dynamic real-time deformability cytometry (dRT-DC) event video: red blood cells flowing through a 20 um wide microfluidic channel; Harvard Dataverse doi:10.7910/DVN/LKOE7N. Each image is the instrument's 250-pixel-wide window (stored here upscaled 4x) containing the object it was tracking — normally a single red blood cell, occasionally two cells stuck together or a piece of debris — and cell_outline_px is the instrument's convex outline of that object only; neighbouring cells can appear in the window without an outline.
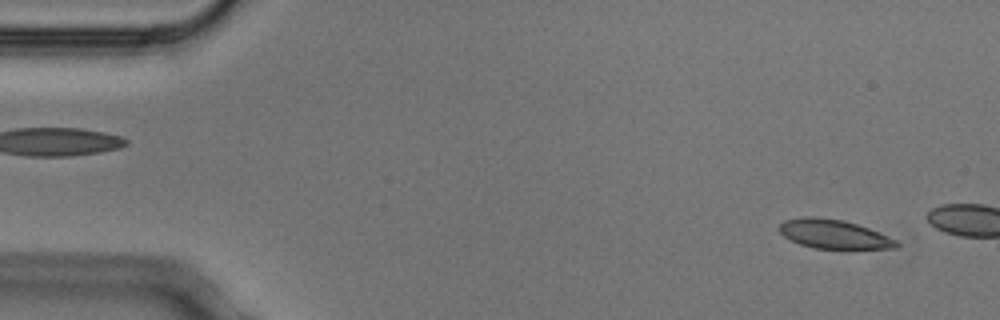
{"species": "Egyptian fruit bat (a non-hibernating species)", "species_latin": "Rousettus aegyptiacus", "temperature_condition": "cold", "stored_images_in_passage": 2, "segment_of_instrument_passage": [2, 2], "camera_frame_rate_fps": 3000, "um_per_image_px": 0.085, "animal": {"sex": "male"}, "frame": {"image": 1, "passage_image": 2, "time_ms": 0.333, "image_size_px": [1000, 320], "cell_outline_px": [[900, 244], [896, 248], [848, 252], [812, 248], [800, 244], [784, 236], [780, 232], [780, 224], [784, 220], [804, 216], [816, 216], [844, 220], [868, 228], [896, 240]], "centroid_in_image_um": [70.93, 19.96], "position_along_channel_um": 14.1, "area_um2": 20.75}}